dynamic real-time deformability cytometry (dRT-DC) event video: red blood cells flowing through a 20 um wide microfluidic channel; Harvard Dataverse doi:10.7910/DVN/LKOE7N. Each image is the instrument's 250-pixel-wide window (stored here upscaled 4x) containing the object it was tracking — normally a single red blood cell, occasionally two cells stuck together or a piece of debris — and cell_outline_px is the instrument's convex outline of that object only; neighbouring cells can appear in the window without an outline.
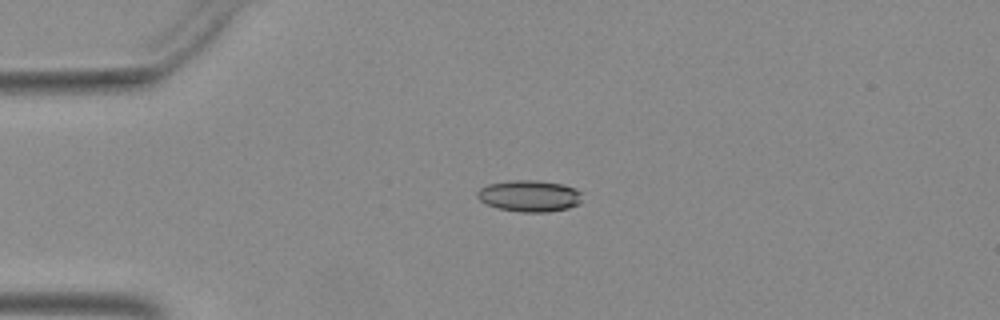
{"species": "Egyptian fruit bat (a non-hibernating species)", "species_latin": "Rousettus aegyptiacus", "temperature_condition": "warm", "stored_images_in_passage": 40, "camera_frame_rate_fps": 3000, "um_per_image_px": 0.085, "animal": {"sex": "female"}, "frame": {"image": 1, "passage_image": 1, "time_ms": 0.0, "image_size_px": [1000, 320], "cell_outline_px": [[580, 204], [568, 208], [548, 212], [520, 212], [500, 208], [488, 204], [480, 200], [476, 196], [476, 192], [480, 188], [488, 184], [512, 180], [536, 180], [564, 184], [576, 188], [580, 192]], "centroid_in_image_um": [45.01, 16.65], "position_along_channel_um": 40.0, "area_um2": 19.25}}
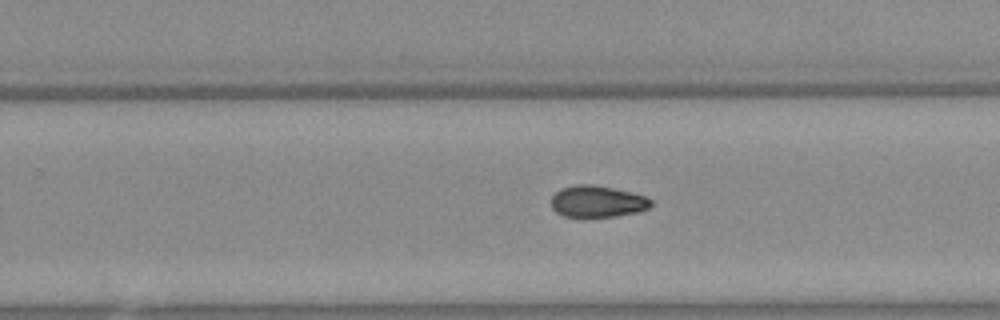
{"frame": {"image": 2, "passage_image": 21, "time_ms": 6.667, "image_size_px": [1000, 320], "cell_outline_px": [[652, 204], [648, 208], [636, 212], [616, 216], [564, 216], [556, 212], [552, 208], [552, 196], [560, 188], [576, 184], [588, 184], [612, 188], [644, 196], [652, 200]], "centroid_in_image_um": [50.74, 17.12], "position_along_channel_um": 279.1, "area_um2": 18.03}}
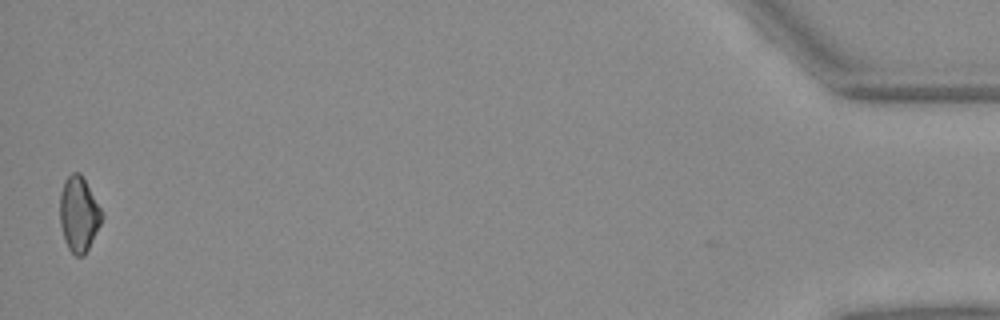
{"frame": {"image": 3, "passage_image": 39, "time_ms": 12.667, "image_size_px": [1000, 320], "cell_outline_px": [[104, 216], [84, 256], [76, 256], [68, 248], [64, 240], [60, 224], [60, 192], [64, 180], [72, 172], [80, 172], [100, 208]], "centroid_in_image_um": [6.68, 18.2], "position_along_channel_um": 428.5, "area_um2": 18.15}}